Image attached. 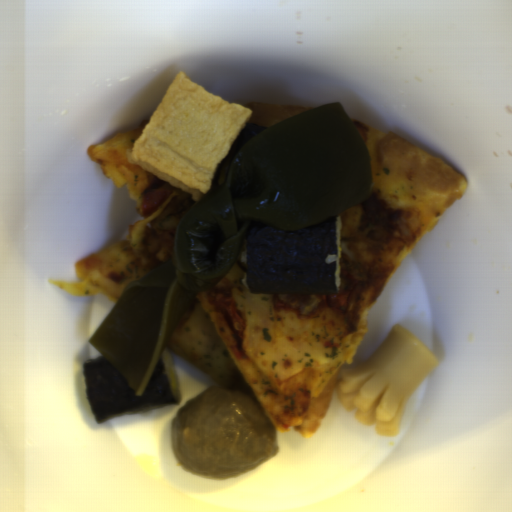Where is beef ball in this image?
<instances>
[{
	"instance_id": "beef-ball-1",
	"label": "beef ball",
	"mask_w": 512,
	"mask_h": 512,
	"mask_svg": "<svg viewBox=\"0 0 512 512\" xmlns=\"http://www.w3.org/2000/svg\"><path fill=\"white\" fill-rule=\"evenodd\" d=\"M169 443L178 466L218 480L253 471L279 451L276 430L257 398L212 385L174 413Z\"/></svg>"
}]
</instances>
